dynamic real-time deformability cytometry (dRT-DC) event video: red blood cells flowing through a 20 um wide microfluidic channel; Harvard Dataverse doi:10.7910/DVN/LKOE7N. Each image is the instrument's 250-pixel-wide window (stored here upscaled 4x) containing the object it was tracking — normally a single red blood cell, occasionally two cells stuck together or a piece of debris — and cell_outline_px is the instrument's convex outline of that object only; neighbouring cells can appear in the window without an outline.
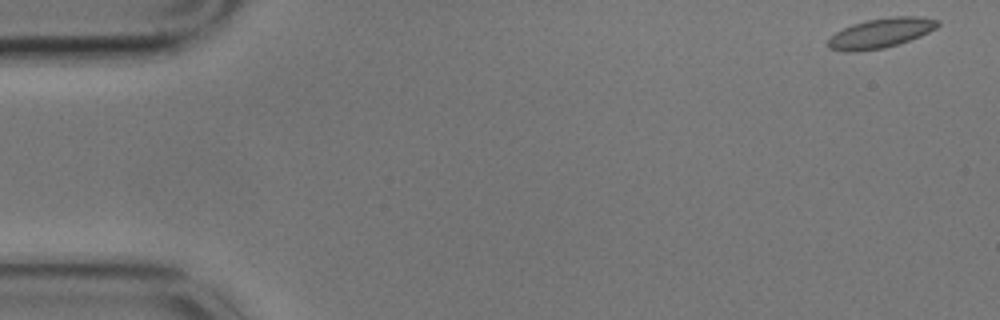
{"species": "common noctule bat (a hibernating species)", "species_latin": "Nyctalus noctula", "temperature_condition": "cold", "stored_images_in_passage": 12, "camera_frame_rate_fps": 3000, "um_per_image_px": 0.085, "animal": {"sex": "male", "body_mass_g": 17.9}, "frame": {"image": 1, "passage_image": 1, "time_ms": 0.0, "image_size_px": [1000, 320], "cell_outline_px": [[940, 24], [936, 28], [920, 36], [884, 48], [852, 52], [848, 52], [828, 48], [828, 40], [836, 32], [852, 24], [864, 20], [892, 16], [920, 16], [940, 20]], "centroid_in_image_um": [74.87, 2.79], "position_along_channel_um": 10.1, "area_um2": 18.96}}